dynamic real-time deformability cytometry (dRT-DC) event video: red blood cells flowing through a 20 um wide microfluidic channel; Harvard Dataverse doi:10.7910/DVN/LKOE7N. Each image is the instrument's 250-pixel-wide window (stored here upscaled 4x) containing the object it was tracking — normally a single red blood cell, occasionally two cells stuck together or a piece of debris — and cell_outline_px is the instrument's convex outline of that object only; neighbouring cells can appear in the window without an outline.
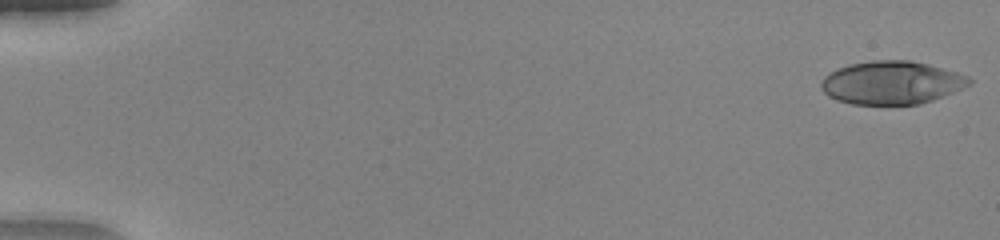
{"species": "human", "species_latin": "Homo sapiens", "temperature_condition": "warm", "stored_images_in_passage": 51, "camera_frame_rate_fps": 3000, "um_per_image_px": 0.085, "donor": {"sex": "female"}, "frame": {"image": 1, "passage_image": 1, "time_ms": 0.0, "image_size_px": [1000, 240], "cell_outline_px": [[972, 84], [932, 100], [920, 104], [852, 104], [836, 100], [828, 96], [820, 88], [820, 84], [824, 76], [840, 68], [852, 64], [876, 60], [904, 60], [924, 64], [956, 72], [972, 80]], "centroid_in_image_um": [75.75, 7.04], "position_along_channel_um": 9.3, "area_um2": 36.59}}
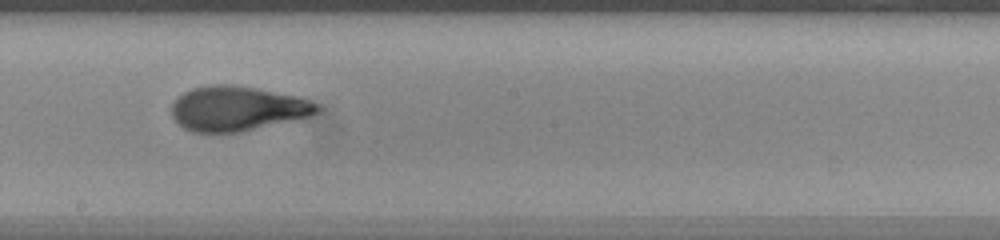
{"frame": {"image": 2, "passage_image": 30, "time_ms": 9.667, "image_size_px": [1000, 240], "cell_outline_px": [[324, 108], [320, 112], [308, 116], [240, 132], [192, 132], [184, 128], [172, 116], [172, 104], [184, 92], [192, 88], [212, 84], [232, 84], [256, 88], [296, 96], [320, 104]], "centroid_in_image_um": [20.19, 9.22], "position_along_channel_um": 228.0, "area_um2": 37.69}}
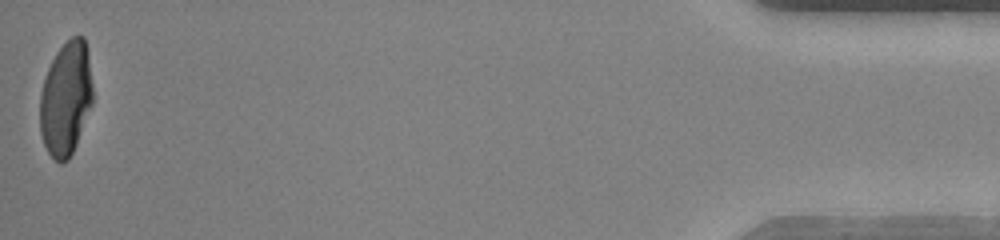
{"frame": {"image": 3, "passage_image": 51, "time_ms": 16.667, "image_size_px": [1000, 240], "cell_outline_px": [[92, 104], [76, 144], [68, 160], [60, 164], [48, 152], [44, 144], [40, 132], [40, 92], [48, 68], [56, 52], [72, 36], [84, 36], [88, 52], [92, 84]], "centroid_in_image_um": [5.6, 8.38], "position_along_channel_um": 429.6, "area_um2": 34.91}, "authors_computed_cell_mechanics": {"area_um2": 36.992, "velocity_mm_per_s": 4.0904, "shape_relaxation_time_tau1_ms": 6.1267, "shape_relaxation_time_tau2_ms": 1.0018, "deformation_change_tau1": 0.2988, "deformation_change_tau2": 0.0756}}